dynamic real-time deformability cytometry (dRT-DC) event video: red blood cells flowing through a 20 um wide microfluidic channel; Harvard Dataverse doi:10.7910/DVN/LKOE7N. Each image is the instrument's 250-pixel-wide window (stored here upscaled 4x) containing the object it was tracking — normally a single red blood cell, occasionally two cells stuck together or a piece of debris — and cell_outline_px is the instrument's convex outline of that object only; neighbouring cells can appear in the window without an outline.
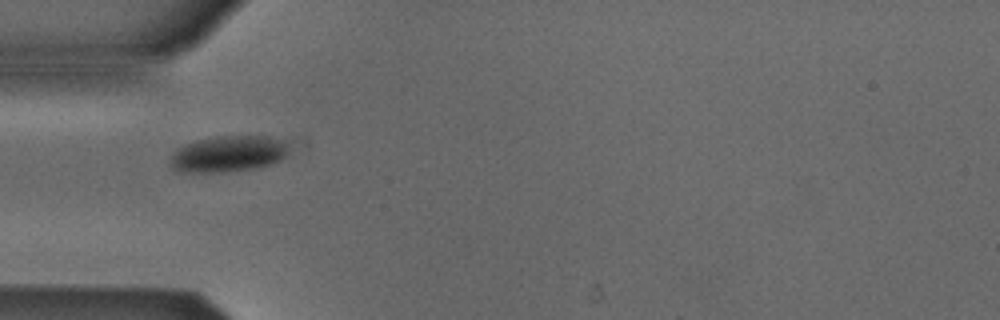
{"species": "Egyptian fruit bat (a non-hibernating species)", "species_latin": "Rousettus aegyptiacus", "temperature_condition": "cold", "stored_images_in_passage": 32, "camera_frame_rate_fps": 3000, "um_per_image_px": 0.085, "animal": {"sex": "male"}, "frame": {"image": 1, "passage_image": 1, "time_ms": 0.0, "image_size_px": [1000, 320], "cell_outline_px": [[284, 152], [280, 160], [272, 164], [260, 168], [224, 172], [176, 172], [172, 168], [172, 152], [176, 148], [184, 144], [196, 140], [216, 136], [268, 136], [280, 140], [284, 144]], "centroid_in_image_um": [19.31, 13.09], "position_along_channel_um": 65.7, "area_um2": 24.85}}
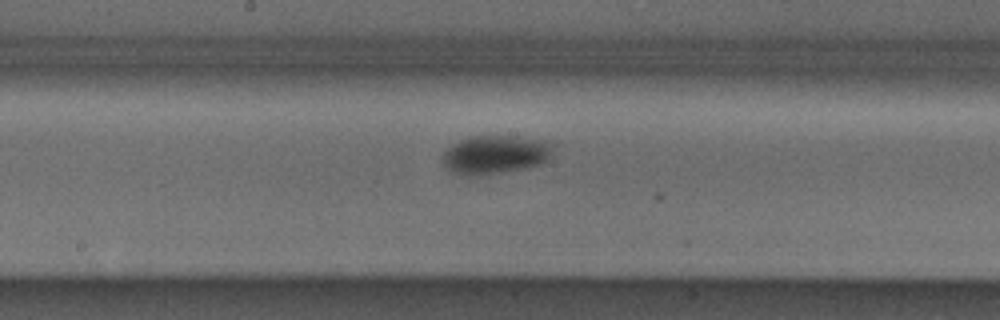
{"frame": {"image": 2, "passage_image": 12, "time_ms": 3.667, "image_size_px": [1000, 320], "cell_outline_px": [[552, 152], [548, 160], [540, 164], [528, 168], [472, 176], [464, 176], [448, 168], [444, 164], [440, 156], [452, 144], [468, 136], [516, 136], [552, 140]], "centroid_in_image_um": [42.13, 13.12], "position_along_channel_um": 206.1, "area_um2": 25.09}}
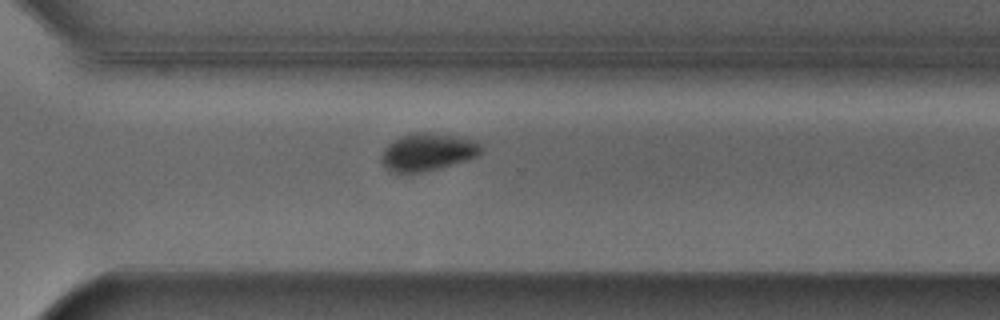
{"frame": {"image": 3, "passage_image": 22, "time_ms": 7.0, "image_size_px": [1000, 320], "cell_outline_px": [[484, 152], [468, 160], [424, 172], [392, 172], [384, 168], [380, 160], [380, 156], [384, 148], [388, 144], [400, 136], [416, 132], [432, 132], [456, 136], [476, 140], [484, 148]], "centroid_in_image_um": [36.35, 12.91], "position_along_channel_um": 334.2, "area_um2": 22.14}, "authors_computed_cell_mechanics": {"area_um2": 24.3627, "velocity_mm_per_s": 3.8508, "shape_relaxation_time_tau1_ms": 1.3292, "shape_relaxation_time_tau2_ms": null, "deformation_change_tau1": 0.0644, "deformation_change_tau2": null}}